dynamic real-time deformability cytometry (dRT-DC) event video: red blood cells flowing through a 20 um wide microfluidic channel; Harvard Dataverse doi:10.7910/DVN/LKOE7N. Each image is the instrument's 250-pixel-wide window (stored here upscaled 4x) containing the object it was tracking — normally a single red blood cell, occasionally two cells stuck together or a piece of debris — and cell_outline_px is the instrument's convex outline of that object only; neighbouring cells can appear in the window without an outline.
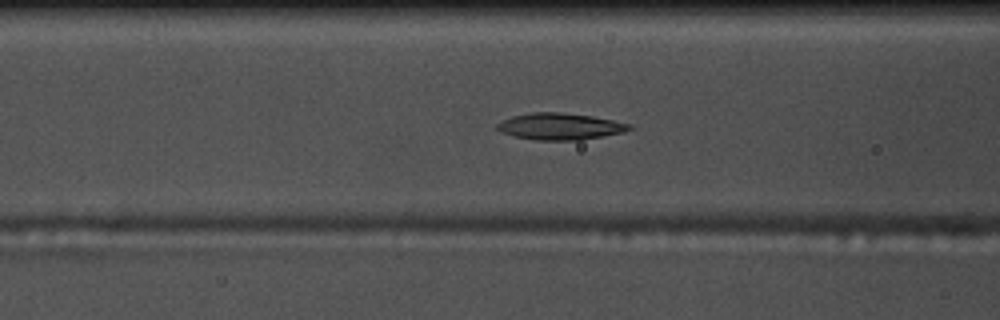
{"species": "common noctule bat (a hibernating species)", "species_latin": "Nyctalus noctula", "temperature_condition": "warm", "stored_images_in_passage": 46, "camera_frame_rate_fps": 3000, "um_per_image_px": 0.085, "animal": {"sex": "male", "body_mass_g": 17.5, "forearm_length_mm": 52.3}, "frame": {"image": 1, "passage_image": 20, "time_ms": 6.333, "image_size_px": [1000, 320], "cell_outline_px": [[632, 128], [624, 132], [580, 140], [536, 140], [516, 136], [500, 132], [496, 128], [496, 124], [512, 116], [532, 112], [560, 112], [592, 116], [632, 124]], "centroid_in_image_um": [47.6, 10.74], "position_along_channel_um": 119.0, "area_um2": 20.4}}
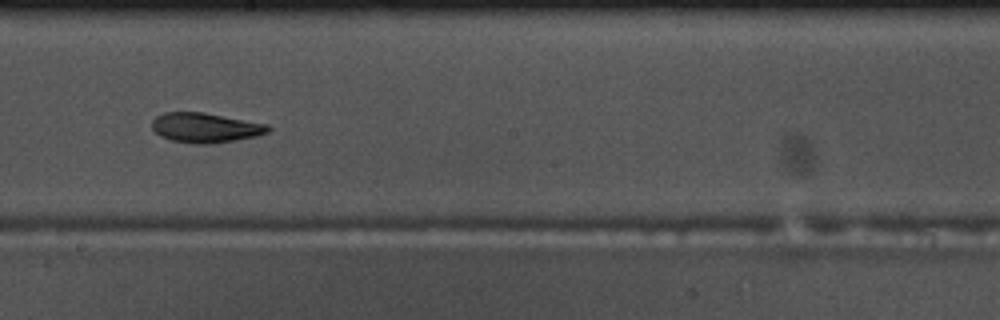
{"frame": {"image": 2, "passage_image": 29, "time_ms": 9.333, "image_size_px": [1000, 320], "cell_outline_px": [[272, 128], [268, 132], [256, 136], [212, 144], [196, 144], [172, 140], [160, 136], [152, 128], [152, 120], [156, 116], [164, 112], [204, 112], [268, 124]], "centroid_in_image_um": [17.46, 10.85], "position_along_channel_um": 230.7, "area_um2": 20.17}}
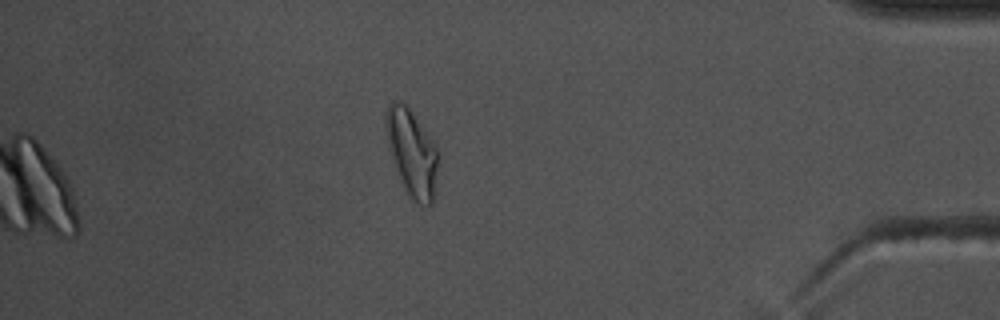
{"frame": {"image": 3, "passage_image": 46, "time_ms": 15.0, "image_size_px": [1000, 320], "cell_outline_px": [[440, 152], [436, 192], [432, 204], [428, 208], [412, 204], [404, 192], [396, 172], [392, 160], [388, 144], [388, 104], [392, 100], [396, 100], [408, 104], [432, 136]], "centroid_in_image_um": [35.1, 13.1], "position_along_channel_um": 400.1, "area_um2": 27.8}, "authors_computed_cell_mechanics": {"area_um2": 20.2878, "velocity_mm_per_s": 3.7481, "shape_relaxation_time_tau1_ms": 6.1281, "shape_relaxation_time_tau2_ms": 3.0371, "deformation_change_tau1": 0.1815, "deformation_change_tau2": 0.0931}}